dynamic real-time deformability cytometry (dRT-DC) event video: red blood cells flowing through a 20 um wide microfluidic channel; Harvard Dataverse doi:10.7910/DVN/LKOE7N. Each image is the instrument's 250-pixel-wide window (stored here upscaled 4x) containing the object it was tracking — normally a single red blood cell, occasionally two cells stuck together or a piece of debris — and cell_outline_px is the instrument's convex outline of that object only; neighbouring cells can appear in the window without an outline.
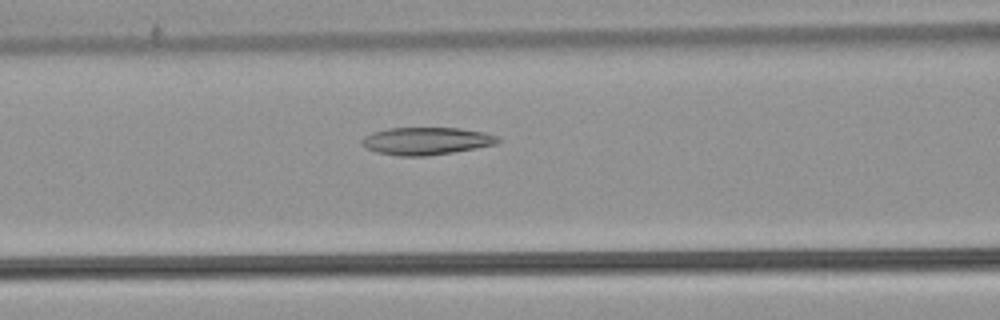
{"species": "common noctule bat (a hibernating species)", "species_latin": "Nyctalus noctula", "temperature_condition": "warm", "stored_images_in_passage": 33, "camera_frame_rate_fps": 3000, "um_per_image_px": 0.085, "animal": {"sex": "male", "body_mass_g": 21.5, "forearm_length_mm": 52.0}, "frame": {"image": 1, "passage_image": 7, "time_ms": 2.0, "image_size_px": [1000, 320], "cell_outline_px": [[500, 140], [496, 144], [476, 148], [452, 152], [424, 156], [396, 156], [376, 152], [364, 148], [360, 144], [360, 140], [364, 136], [372, 132], [388, 128], [460, 128], [484, 132], [496, 136]], "centroid_in_image_um": [36.16, 11.98], "position_along_channel_um": 130.4, "area_um2": 21.91}}
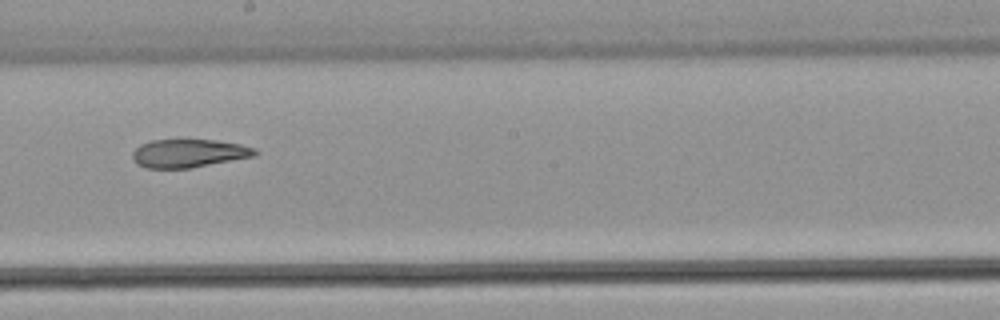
{"frame": {"image": 2, "passage_image": 15, "time_ms": 4.667, "image_size_px": [1000, 320], "cell_outline_px": [[260, 152], [256, 156], [192, 168], [144, 168], [136, 164], [132, 160], [132, 152], [140, 144], [152, 140], [216, 140], [240, 144], [256, 148]], "centroid_in_image_um": [16.06, 13.04], "position_along_channel_um": 232.1, "area_um2": 20.46}}
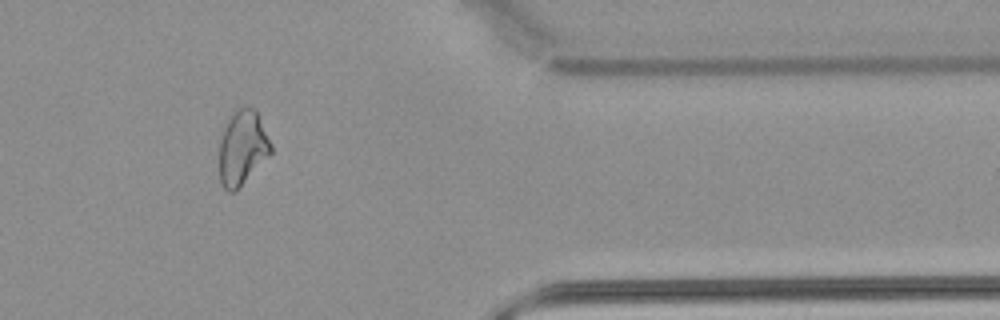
{"frame": {"image": 3, "passage_image": 29, "time_ms": 9.333, "image_size_px": [1000, 320], "cell_outline_px": [[272, 152], [236, 192], [228, 192], [224, 188], [220, 180], [220, 140], [224, 124], [236, 108], [252, 108], [256, 112], [272, 144]], "centroid_in_image_um": [20.59, 12.59], "position_along_channel_um": 390.8, "area_um2": 22.31}, "authors_computed_cell_mechanics": {"area_um2": 21.7328, "velocity_mm_per_s": 3.8322, "shape_relaxation_time_tau1_ms": null, "shape_relaxation_time_tau2_ms": 4.135, "deformation_change_tau1": null, "deformation_change_tau2": 0.1261}}